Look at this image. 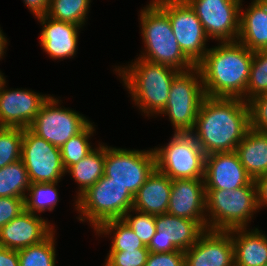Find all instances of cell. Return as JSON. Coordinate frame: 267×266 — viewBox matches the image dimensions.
Wrapping results in <instances>:
<instances>
[{
  "label": "cell",
  "instance_id": "cell-36",
  "mask_svg": "<svg viewBox=\"0 0 267 266\" xmlns=\"http://www.w3.org/2000/svg\"><path fill=\"white\" fill-rule=\"evenodd\" d=\"M250 127L267 133V94L251 98L248 102Z\"/></svg>",
  "mask_w": 267,
  "mask_h": 266
},
{
  "label": "cell",
  "instance_id": "cell-6",
  "mask_svg": "<svg viewBox=\"0 0 267 266\" xmlns=\"http://www.w3.org/2000/svg\"><path fill=\"white\" fill-rule=\"evenodd\" d=\"M78 220L88 222L93 230L108 220L122 219L132 209L134 196L121 184L102 176L74 200Z\"/></svg>",
  "mask_w": 267,
  "mask_h": 266
},
{
  "label": "cell",
  "instance_id": "cell-18",
  "mask_svg": "<svg viewBox=\"0 0 267 266\" xmlns=\"http://www.w3.org/2000/svg\"><path fill=\"white\" fill-rule=\"evenodd\" d=\"M54 227L41 215L24 210L0 229V246L20 250L38 244L55 230Z\"/></svg>",
  "mask_w": 267,
  "mask_h": 266
},
{
  "label": "cell",
  "instance_id": "cell-14",
  "mask_svg": "<svg viewBox=\"0 0 267 266\" xmlns=\"http://www.w3.org/2000/svg\"><path fill=\"white\" fill-rule=\"evenodd\" d=\"M156 233L147 246L153 253L186 251L207 229L206 220H190L168 213L155 215Z\"/></svg>",
  "mask_w": 267,
  "mask_h": 266
},
{
  "label": "cell",
  "instance_id": "cell-28",
  "mask_svg": "<svg viewBox=\"0 0 267 266\" xmlns=\"http://www.w3.org/2000/svg\"><path fill=\"white\" fill-rule=\"evenodd\" d=\"M58 182L31 183L24 199L25 210L33 214L52 212L59 201Z\"/></svg>",
  "mask_w": 267,
  "mask_h": 266
},
{
  "label": "cell",
  "instance_id": "cell-3",
  "mask_svg": "<svg viewBox=\"0 0 267 266\" xmlns=\"http://www.w3.org/2000/svg\"><path fill=\"white\" fill-rule=\"evenodd\" d=\"M127 66H115V71L135 106L144 116H158L167 105L169 91L178 70L137 57Z\"/></svg>",
  "mask_w": 267,
  "mask_h": 266
},
{
  "label": "cell",
  "instance_id": "cell-43",
  "mask_svg": "<svg viewBox=\"0 0 267 266\" xmlns=\"http://www.w3.org/2000/svg\"><path fill=\"white\" fill-rule=\"evenodd\" d=\"M5 79V77H4V73H2L1 71H0V84L2 83V81Z\"/></svg>",
  "mask_w": 267,
  "mask_h": 266
},
{
  "label": "cell",
  "instance_id": "cell-29",
  "mask_svg": "<svg viewBox=\"0 0 267 266\" xmlns=\"http://www.w3.org/2000/svg\"><path fill=\"white\" fill-rule=\"evenodd\" d=\"M91 0H50L47 16L79 27L85 25Z\"/></svg>",
  "mask_w": 267,
  "mask_h": 266
},
{
  "label": "cell",
  "instance_id": "cell-32",
  "mask_svg": "<svg viewBox=\"0 0 267 266\" xmlns=\"http://www.w3.org/2000/svg\"><path fill=\"white\" fill-rule=\"evenodd\" d=\"M262 94H267V50L253 52V60L245 91V102Z\"/></svg>",
  "mask_w": 267,
  "mask_h": 266
},
{
  "label": "cell",
  "instance_id": "cell-24",
  "mask_svg": "<svg viewBox=\"0 0 267 266\" xmlns=\"http://www.w3.org/2000/svg\"><path fill=\"white\" fill-rule=\"evenodd\" d=\"M235 152L247 174L256 180L267 173V133L248 129Z\"/></svg>",
  "mask_w": 267,
  "mask_h": 266
},
{
  "label": "cell",
  "instance_id": "cell-20",
  "mask_svg": "<svg viewBox=\"0 0 267 266\" xmlns=\"http://www.w3.org/2000/svg\"><path fill=\"white\" fill-rule=\"evenodd\" d=\"M42 26L39 43L50 58L62 60L73 58L78 50V36L81 27L55 20L47 15L36 18Z\"/></svg>",
  "mask_w": 267,
  "mask_h": 266
},
{
  "label": "cell",
  "instance_id": "cell-37",
  "mask_svg": "<svg viewBox=\"0 0 267 266\" xmlns=\"http://www.w3.org/2000/svg\"><path fill=\"white\" fill-rule=\"evenodd\" d=\"M24 210V198L0 197V229Z\"/></svg>",
  "mask_w": 267,
  "mask_h": 266
},
{
  "label": "cell",
  "instance_id": "cell-4",
  "mask_svg": "<svg viewBox=\"0 0 267 266\" xmlns=\"http://www.w3.org/2000/svg\"><path fill=\"white\" fill-rule=\"evenodd\" d=\"M139 17L140 33L145 46L139 58L178 71H186L195 66L180 49L168 16L152 0L143 7Z\"/></svg>",
  "mask_w": 267,
  "mask_h": 266
},
{
  "label": "cell",
  "instance_id": "cell-13",
  "mask_svg": "<svg viewBox=\"0 0 267 266\" xmlns=\"http://www.w3.org/2000/svg\"><path fill=\"white\" fill-rule=\"evenodd\" d=\"M197 14L207 37L218 42L237 41L243 0H185Z\"/></svg>",
  "mask_w": 267,
  "mask_h": 266
},
{
  "label": "cell",
  "instance_id": "cell-25",
  "mask_svg": "<svg viewBox=\"0 0 267 266\" xmlns=\"http://www.w3.org/2000/svg\"><path fill=\"white\" fill-rule=\"evenodd\" d=\"M104 169L105 143L99 142L98 147L66 170L78 184L76 199L104 175Z\"/></svg>",
  "mask_w": 267,
  "mask_h": 266
},
{
  "label": "cell",
  "instance_id": "cell-15",
  "mask_svg": "<svg viewBox=\"0 0 267 266\" xmlns=\"http://www.w3.org/2000/svg\"><path fill=\"white\" fill-rule=\"evenodd\" d=\"M6 82L5 78L0 84V127L29 128L50 94L22 88L8 90Z\"/></svg>",
  "mask_w": 267,
  "mask_h": 266
},
{
  "label": "cell",
  "instance_id": "cell-9",
  "mask_svg": "<svg viewBox=\"0 0 267 266\" xmlns=\"http://www.w3.org/2000/svg\"><path fill=\"white\" fill-rule=\"evenodd\" d=\"M156 169L154 149L136 150L105 144L104 176L127 188L135 196L139 188Z\"/></svg>",
  "mask_w": 267,
  "mask_h": 266
},
{
  "label": "cell",
  "instance_id": "cell-39",
  "mask_svg": "<svg viewBox=\"0 0 267 266\" xmlns=\"http://www.w3.org/2000/svg\"><path fill=\"white\" fill-rule=\"evenodd\" d=\"M50 0H23L25 6L35 16V18L44 16L48 12Z\"/></svg>",
  "mask_w": 267,
  "mask_h": 266
},
{
  "label": "cell",
  "instance_id": "cell-23",
  "mask_svg": "<svg viewBox=\"0 0 267 266\" xmlns=\"http://www.w3.org/2000/svg\"><path fill=\"white\" fill-rule=\"evenodd\" d=\"M240 8V31L237 41L251 51L267 50V9L259 0ZM244 9V10H243Z\"/></svg>",
  "mask_w": 267,
  "mask_h": 266
},
{
  "label": "cell",
  "instance_id": "cell-5",
  "mask_svg": "<svg viewBox=\"0 0 267 266\" xmlns=\"http://www.w3.org/2000/svg\"><path fill=\"white\" fill-rule=\"evenodd\" d=\"M205 192L207 229L229 231L235 228H248L253 215L259 212L255 180L235 190Z\"/></svg>",
  "mask_w": 267,
  "mask_h": 266
},
{
  "label": "cell",
  "instance_id": "cell-2",
  "mask_svg": "<svg viewBox=\"0 0 267 266\" xmlns=\"http://www.w3.org/2000/svg\"><path fill=\"white\" fill-rule=\"evenodd\" d=\"M252 60L253 51L238 41L219 42L209 48L196 65L201 73L205 96L245 101Z\"/></svg>",
  "mask_w": 267,
  "mask_h": 266
},
{
  "label": "cell",
  "instance_id": "cell-30",
  "mask_svg": "<svg viewBox=\"0 0 267 266\" xmlns=\"http://www.w3.org/2000/svg\"><path fill=\"white\" fill-rule=\"evenodd\" d=\"M55 231L42 242L18 250L19 266H56Z\"/></svg>",
  "mask_w": 267,
  "mask_h": 266
},
{
  "label": "cell",
  "instance_id": "cell-7",
  "mask_svg": "<svg viewBox=\"0 0 267 266\" xmlns=\"http://www.w3.org/2000/svg\"><path fill=\"white\" fill-rule=\"evenodd\" d=\"M204 97L205 92L198 67L179 71L171 84L167 105L160 114L168 116L174 127V133H190Z\"/></svg>",
  "mask_w": 267,
  "mask_h": 266
},
{
  "label": "cell",
  "instance_id": "cell-1",
  "mask_svg": "<svg viewBox=\"0 0 267 266\" xmlns=\"http://www.w3.org/2000/svg\"><path fill=\"white\" fill-rule=\"evenodd\" d=\"M249 128V106L243 99L205 96L190 134L209 155L235 151Z\"/></svg>",
  "mask_w": 267,
  "mask_h": 266
},
{
  "label": "cell",
  "instance_id": "cell-16",
  "mask_svg": "<svg viewBox=\"0 0 267 266\" xmlns=\"http://www.w3.org/2000/svg\"><path fill=\"white\" fill-rule=\"evenodd\" d=\"M184 254L185 266H234V244L230 230L206 229L197 243Z\"/></svg>",
  "mask_w": 267,
  "mask_h": 266
},
{
  "label": "cell",
  "instance_id": "cell-42",
  "mask_svg": "<svg viewBox=\"0 0 267 266\" xmlns=\"http://www.w3.org/2000/svg\"><path fill=\"white\" fill-rule=\"evenodd\" d=\"M7 45H8L7 37L4 35L3 31L0 28V60L6 54L5 49H7Z\"/></svg>",
  "mask_w": 267,
  "mask_h": 266
},
{
  "label": "cell",
  "instance_id": "cell-31",
  "mask_svg": "<svg viewBox=\"0 0 267 266\" xmlns=\"http://www.w3.org/2000/svg\"><path fill=\"white\" fill-rule=\"evenodd\" d=\"M94 132L95 126L90 122L80 133L71 137L60 147V154L65 170L78 163L94 149L91 142H89L91 136L93 137Z\"/></svg>",
  "mask_w": 267,
  "mask_h": 266
},
{
  "label": "cell",
  "instance_id": "cell-38",
  "mask_svg": "<svg viewBox=\"0 0 267 266\" xmlns=\"http://www.w3.org/2000/svg\"><path fill=\"white\" fill-rule=\"evenodd\" d=\"M145 266H185V254L182 250L166 253L150 252Z\"/></svg>",
  "mask_w": 267,
  "mask_h": 266
},
{
  "label": "cell",
  "instance_id": "cell-19",
  "mask_svg": "<svg viewBox=\"0 0 267 266\" xmlns=\"http://www.w3.org/2000/svg\"><path fill=\"white\" fill-rule=\"evenodd\" d=\"M167 213L190 220H206L204 178L172 180Z\"/></svg>",
  "mask_w": 267,
  "mask_h": 266
},
{
  "label": "cell",
  "instance_id": "cell-35",
  "mask_svg": "<svg viewBox=\"0 0 267 266\" xmlns=\"http://www.w3.org/2000/svg\"><path fill=\"white\" fill-rule=\"evenodd\" d=\"M149 253L148 249L109 252L103 266H145Z\"/></svg>",
  "mask_w": 267,
  "mask_h": 266
},
{
  "label": "cell",
  "instance_id": "cell-33",
  "mask_svg": "<svg viewBox=\"0 0 267 266\" xmlns=\"http://www.w3.org/2000/svg\"><path fill=\"white\" fill-rule=\"evenodd\" d=\"M23 129L0 127V169L21 159Z\"/></svg>",
  "mask_w": 267,
  "mask_h": 266
},
{
  "label": "cell",
  "instance_id": "cell-12",
  "mask_svg": "<svg viewBox=\"0 0 267 266\" xmlns=\"http://www.w3.org/2000/svg\"><path fill=\"white\" fill-rule=\"evenodd\" d=\"M21 160L31 183L60 182L66 174L60 148L29 128L23 129Z\"/></svg>",
  "mask_w": 267,
  "mask_h": 266
},
{
  "label": "cell",
  "instance_id": "cell-41",
  "mask_svg": "<svg viewBox=\"0 0 267 266\" xmlns=\"http://www.w3.org/2000/svg\"><path fill=\"white\" fill-rule=\"evenodd\" d=\"M0 266H19L18 250L0 246Z\"/></svg>",
  "mask_w": 267,
  "mask_h": 266
},
{
  "label": "cell",
  "instance_id": "cell-34",
  "mask_svg": "<svg viewBox=\"0 0 267 266\" xmlns=\"http://www.w3.org/2000/svg\"><path fill=\"white\" fill-rule=\"evenodd\" d=\"M122 219L134 231L144 246L147 247L156 233L155 215L143 213L132 208Z\"/></svg>",
  "mask_w": 267,
  "mask_h": 266
},
{
  "label": "cell",
  "instance_id": "cell-11",
  "mask_svg": "<svg viewBox=\"0 0 267 266\" xmlns=\"http://www.w3.org/2000/svg\"><path fill=\"white\" fill-rule=\"evenodd\" d=\"M61 101L50 95L29 126L33 133L59 148L91 122L76 110L61 106Z\"/></svg>",
  "mask_w": 267,
  "mask_h": 266
},
{
  "label": "cell",
  "instance_id": "cell-44",
  "mask_svg": "<svg viewBox=\"0 0 267 266\" xmlns=\"http://www.w3.org/2000/svg\"><path fill=\"white\" fill-rule=\"evenodd\" d=\"M267 9V0H259Z\"/></svg>",
  "mask_w": 267,
  "mask_h": 266
},
{
  "label": "cell",
  "instance_id": "cell-26",
  "mask_svg": "<svg viewBox=\"0 0 267 266\" xmlns=\"http://www.w3.org/2000/svg\"><path fill=\"white\" fill-rule=\"evenodd\" d=\"M94 232H96V235L98 236H111L110 239H112V244L109 252L148 249L123 219L105 221L96 230H94Z\"/></svg>",
  "mask_w": 267,
  "mask_h": 266
},
{
  "label": "cell",
  "instance_id": "cell-21",
  "mask_svg": "<svg viewBox=\"0 0 267 266\" xmlns=\"http://www.w3.org/2000/svg\"><path fill=\"white\" fill-rule=\"evenodd\" d=\"M172 179L155 169L134 196L133 209L160 215L167 213Z\"/></svg>",
  "mask_w": 267,
  "mask_h": 266
},
{
  "label": "cell",
  "instance_id": "cell-27",
  "mask_svg": "<svg viewBox=\"0 0 267 266\" xmlns=\"http://www.w3.org/2000/svg\"><path fill=\"white\" fill-rule=\"evenodd\" d=\"M31 185L29 175L20 159L0 169V197H26Z\"/></svg>",
  "mask_w": 267,
  "mask_h": 266
},
{
  "label": "cell",
  "instance_id": "cell-17",
  "mask_svg": "<svg viewBox=\"0 0 267 266\" xmlns=\"http://www.w3.org/2000/svg\"><path fill=\"white\" fill-rule=\"evenodd\" d=\"M252 181L235 151L205 157V190H235Z\"/></svg>",
  "mask_w": 267,
  "mask_h": 266
},
{
  "label": "cell",
  "instance_id": "cell-8",
  "mask_svg": "<svg viewBox=\"0 0 267 266\" xmlns=\"http://www.w3.org/2000/svg\"><path fill=\"white\" fill-rule=\"evenodd\" d=\"M170 141L154 148L156 169L172 180L204 178L205 153L190 133H173Z\"/></svg>",
  "mask_w": 267,
  "mask_h": 266
},
{
  "label": "cell",
  "instance_id": "cell-22",
  "mask_svg": "<svg viewBox=\"0 0 267 266\" xmlns=\"http://www.w3.org/2000/svg\"><path fill=\"white\" fill-rule=\"evenodd\" d=\"M230 234L234 244V266L267 264V235L262 230L235 228Z\"/></svg>",
  "mask_w": 267,
  "mask_h": 266
},
{
  "label": "cell",
  "instance_id": "cell-40",
  "mask_svg": "<svg viewBox=\"0 0 267 266\" xmlns=\"http://www.w3.org/2000/svg\"><path fill=\"white\" fill-rule=\"evenodd\" d=\"M257 186L258 211L264 206L267 207V173L255 180Z\"/></svg>",
  "mask_w": 267,
  "mask_h": 266
},
{
  "label": "cell",
  "instance_id": "cell-10",
  "mask_svg": "<svg viewBox=\"0 0 267 266\" xmlns=\"http://www.w3.org/2000/svg\"><path fill=\"white\" fill-rule=\"evenodd\" d=\"M169 18L184 55L196 66L206 55L209 40L202 23L185 0H152Z\"/></svg>",
  "mask_w": 267,
  "mask_h": 266
}]
</instances>
